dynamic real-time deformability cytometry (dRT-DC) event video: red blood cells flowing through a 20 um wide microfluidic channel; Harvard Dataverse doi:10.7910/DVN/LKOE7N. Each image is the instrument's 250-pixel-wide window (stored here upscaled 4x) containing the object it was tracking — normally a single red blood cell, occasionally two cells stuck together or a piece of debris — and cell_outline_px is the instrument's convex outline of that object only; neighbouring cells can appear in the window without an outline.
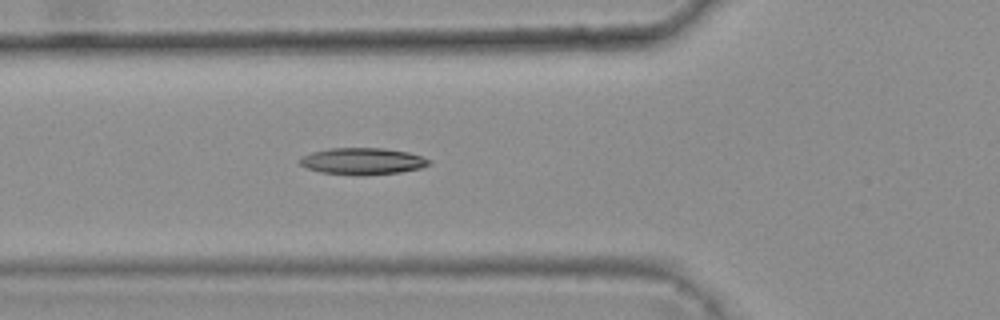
{"species": "common noctule bat (a hibernating species)", "species_latin": "Nyctalus noctula", "temperature_condition": "warm", "stored_images_in_passage": 6, "camera_frame_rate_fps": 3000, "um_per_image_px": 0.085, "animal": {"sex": "female", "body_mass_g": 25.1}, "frame": {"image": 1, "passage_image": 5, "time_ms": 1.333, "image_size_px": [1000, 320], "cell_outline_px": [[432, 160], [428, 164], [420, 168], [400, 172], [360, 176], [352, 176], [320, 172], [308, 168], [300, 164], [300, 160], [304, 156], [312, 152], [328, 148], [384, 148], [408, 152]], "centroid_in_image_um": [30.81, 13.71], "position_along_channel_um": 95.0, "area_um2": 20.11}}